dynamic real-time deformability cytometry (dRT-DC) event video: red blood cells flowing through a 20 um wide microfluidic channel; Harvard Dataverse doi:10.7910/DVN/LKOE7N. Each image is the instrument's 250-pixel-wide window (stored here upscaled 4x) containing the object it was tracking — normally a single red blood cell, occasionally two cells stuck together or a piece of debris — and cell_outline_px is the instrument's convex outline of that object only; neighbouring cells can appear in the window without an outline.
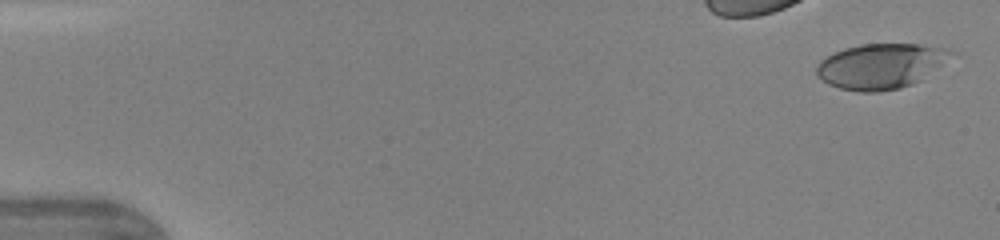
{"species": "human", "species_latin": "Homo sapiens", "temperature_condition": "warm", "stored_images_in_passage": 46, "camera_frame_rate_fps": 3000, "um_per_image_px": 0.085, "donor": {"sex": "female"}, "frame": {"image": 1, "passage_image": 1, "time_ms": 0.0, "image_size_px": [1000, 240], "cell_outline_px": [[948, 52], [940, 64], [920, 80], [912, 84], [900, 88], [880, 92], [860, 92], [840, 88], [828, 84], [816, 76], [816, 64], [820, 60], [844, 48], [860, 44], [920, 44], [948, 48]], "centroid_in_image_um": [74.74, 5.63], "position_along_channel_um": 10.3, "area_um2": 34.8}}
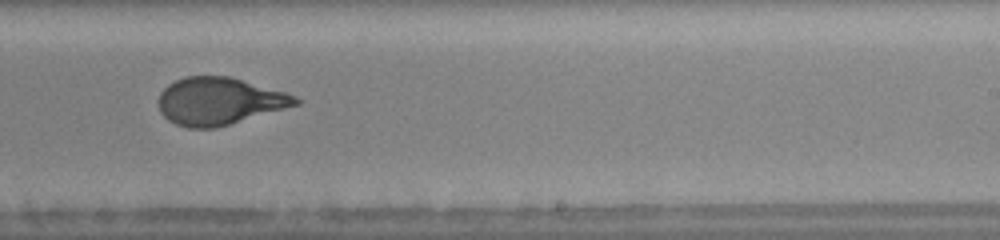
{"frame": {"image": 2, "passage_image": 29, "time_ms": 9.333, "image_size_px": [1000, 240], "cell_outline_px": [[304, 100], [300, 104], [228, 124], [212, 128], [188, 128], [176, 124], [168, 120], [160, 112], [160, 92], [168, 84], [184, 76], [228, 76], [284, 92], [296, 96]], "centroid_in_image_um": [18.63, 8.59], "position_along_channel_um": 270.4, "area_um2": 37.4}}
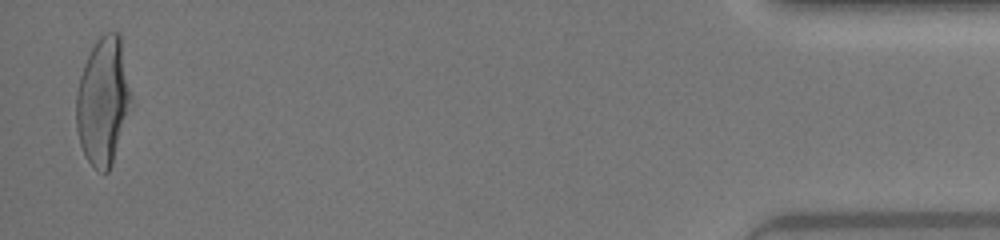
{"frame": {"image": 3, "passage_image": 45, "time_ms": 14.667, "image_size_px": [1000, 240], "cell_outline_px": [[132, 104], [112, 164], [108, 172], [100, 172], [88, 160], [80, 144], [76, 128], [76, 92], [80, 76], [84, 64], [92, 48], [100, 36], [104, 32], [116, 32], [120, 36], [132, 96]], "centroid_in_image_um": [8.76, 8.6], "position_along_channel_um": 426.4, "area_um2": 40.69}, "authors_computed_cell_mechanics": {"area_um2": 37.8301, "velocity_mm_per_s": 4.3894, "shape_relaxation_time_tau1_ms": 4.1916, "shape_relaxation_time_tau2_ms": null, "deformation_change_tau1": 0.2259, "deformation_change_tau2": null}}